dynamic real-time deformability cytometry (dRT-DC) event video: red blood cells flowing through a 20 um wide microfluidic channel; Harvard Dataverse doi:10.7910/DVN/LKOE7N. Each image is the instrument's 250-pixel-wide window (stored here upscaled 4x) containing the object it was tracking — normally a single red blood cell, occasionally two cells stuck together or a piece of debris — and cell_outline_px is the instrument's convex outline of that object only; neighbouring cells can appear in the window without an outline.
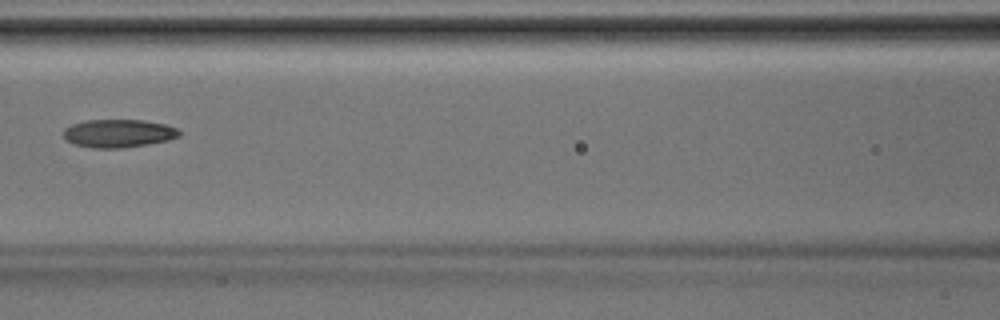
{"species": "Egyptian fruit bat (a non-hibernating species)", "species_latin": "Rousettus aegyptiacus", "temperature_condition": "room temperature", "stored_images_in_passage": 38, "camera_frame_rate_fps": 3000, "um_per_image_px": 0.085, "animal": {"sex": "male"}, "frame": {"image": 1, "passage_image": 19, "time_ms": 6.0, "image_size_px": [1000, 320], "cell_outline_px": [[180, 136], [168, 140], [148, 144], [120, 148], [92, 148], [72, 144], [64, 140], [64, 128], [72, 124], [84, 120], [144, 120], [164, 124], [176, 128], [180, 132]], "centroid_in_image_um": [10.02, 11.34], "position_along_channel_um": 156.6, "area_um2": 19.07}}
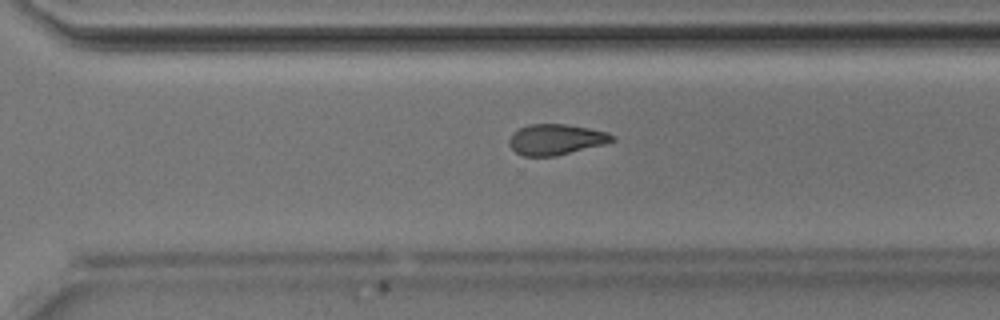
{"frame": {"image": 2, "passage_image": 29, "time_ms": 9.333, "image_size_px": [1000, 320], "cell_outline_px": [[616, 140], [604, 144], [556, 156], [524, 156], [516, 152], [508, 144], [508, 140], [512, 132], [528, 124], [568, 124], [608, 132], [616, 136]], "centroid_in_image_um": [47.26, 11.85], "position_along_channel_um": 323.3, "area_um2": 18.55}}
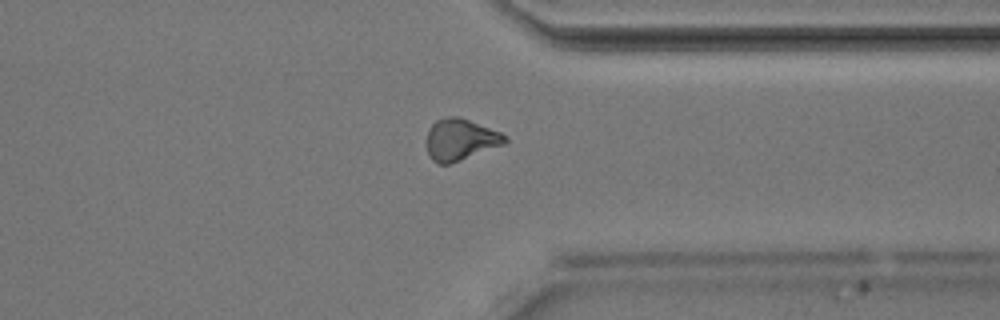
{"frame": {"image": 3, "passage_image": 32, "time_ms": 10.333, "image_size_px": [1000, 320], "cell_outline_px": [[508, 144], [448, 164], [436, 164], [432, 160], [428, 152], [428, 128], [436, 120], [448, 116], [460, 116], [500, 132], [508, 136]], "centroid_in_image_um": [39.18, 11.86], "position_along_channel_um": 372.2, "area_um2": 19.13}}